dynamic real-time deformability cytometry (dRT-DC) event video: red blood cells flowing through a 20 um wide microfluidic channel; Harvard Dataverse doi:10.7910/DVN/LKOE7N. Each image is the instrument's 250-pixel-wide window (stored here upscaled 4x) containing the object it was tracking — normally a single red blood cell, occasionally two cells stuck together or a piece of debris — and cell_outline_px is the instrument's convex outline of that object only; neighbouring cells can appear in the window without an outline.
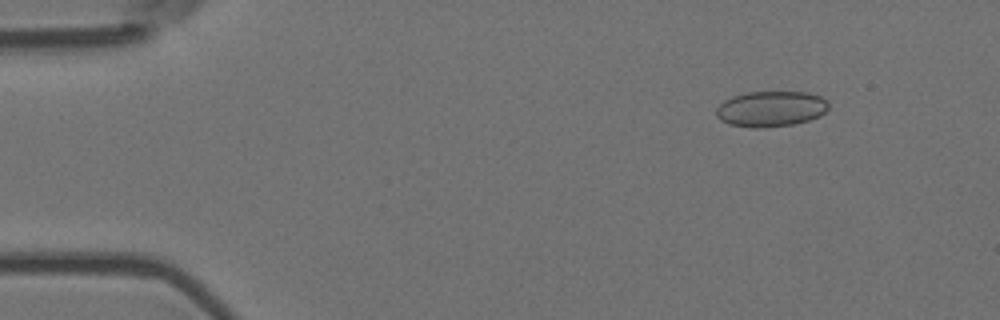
{"species": "Egyptian fruit bat (a non-hibernating species)", "species_latin": "Rousettus aegyptiacus", "temperature_condition": "room temperature", "stored_images_in_passage": 40, "camera_frame_rate_fps": 3000, "um_per_image_px": 0.085, "animal": {"sex": "female"}, "frame": {"image": 1, "passage_image": 7, "time_ms": 2.0, "image_size_px": [1000, 320], "cell_outline_px": [[828, 108], [820, 116], [808, 120], [792, 124], [764, 128], [752, 128], [728, 124], [720, 120], [716, 116], [716, 108], [724, 100], [732, 96], [748, 92], [808, 92], [820, 96], [828, 100]], "centroid_in_image_um": [65.51, 9.25], "position_along_channel_um": 19.5, "area_um2": 23.47}}
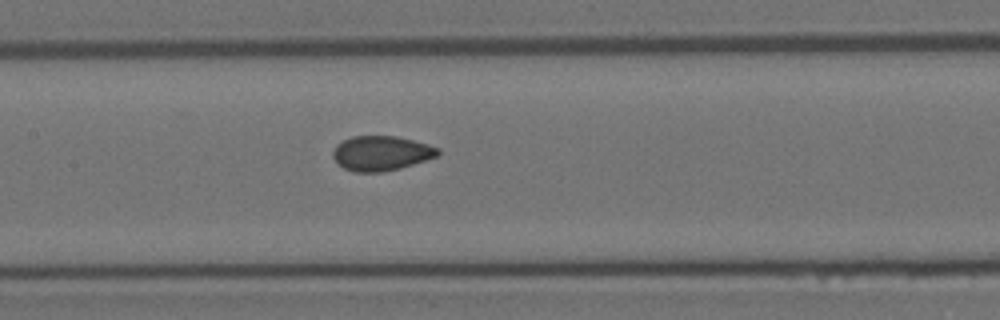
{"frame": {"image": 2, "passage_image": 27, "time_ms": 8.667, "image_size_px": [1000, 320], "cell_outline_px": [[440, 152], [436, 156], [400, 168], [380, 172], [356, 172], [344, 168], [332, 156], [332, 152], [336, 144], [352, 136], [396, 136], [428, 144], [440, 148]], "centroid_in_image_um": [32.39, 13.01], "position_along_channel_um": 175.0, "area_um2": 21.04}}
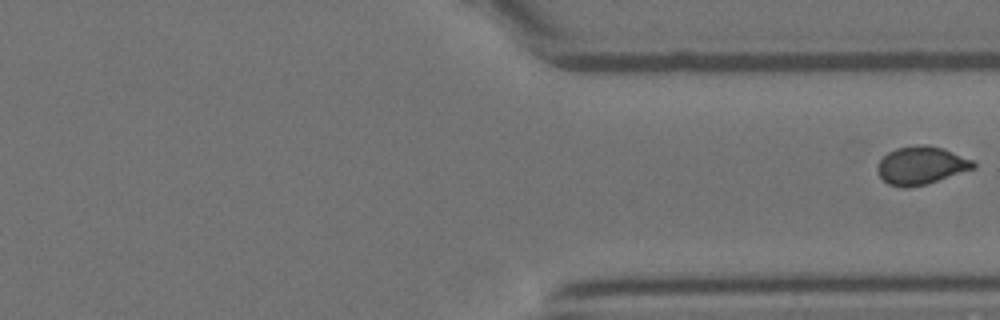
{"frame": {"image": 3, "passage_image": 40, "time_ms": 13.0, "image_size_px": [1000, 320], "cell_outline_px": [[976, 168], [928, 184], [908, 188], [904, 188], [888, 184], [876, 172], [876, 168], [880, 160], [888, 152], [896, 148], [916, 144], [924, 144], [944, 148], [972, 160], [976, 164]], "centroid_in_image_um": [78.29, 14.06], "position_along_channel_um": 333.1, "area_um2": 21.5}}